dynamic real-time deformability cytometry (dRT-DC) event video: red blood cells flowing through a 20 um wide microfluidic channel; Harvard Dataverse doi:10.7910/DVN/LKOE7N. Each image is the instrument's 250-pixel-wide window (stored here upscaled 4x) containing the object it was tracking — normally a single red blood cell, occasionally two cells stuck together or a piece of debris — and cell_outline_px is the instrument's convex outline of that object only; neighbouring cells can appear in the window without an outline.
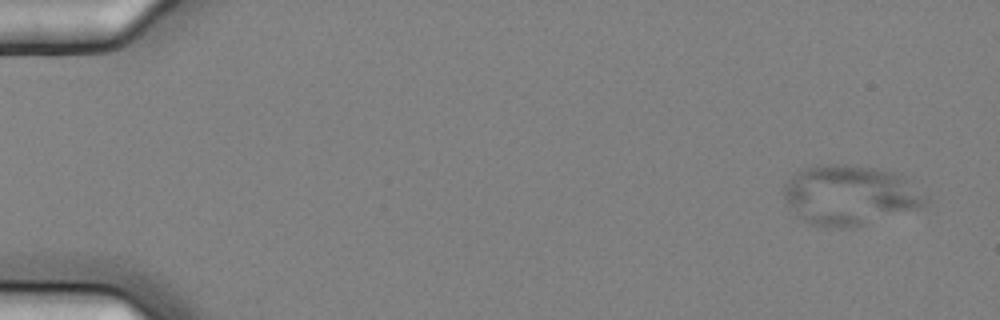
{"species": "common noctule bat (a hibernating species)", "species_latin": "Nyctalus noctula", "temperature_condition": "cold", "stored_images_in_passage": 6, "camera_frame_rate_fps": 3000, "um_per_image_px": 0.085, "animal": {"sex": "female", "body_mass_g": 25.1}, "frame": {"image": 1, "passage_image": 1, "time_ms": 0.0, "image_size_px": [1000, 320], "cell_outline_px": [[928, 204], [920, 208], [860, 224], [840, 228], [808, 224], [788, 208], [784, 200], [784, 184], [800, 168], [816, 164], [848, 164], [876, 168], [896, 172], [908, 180], [928, 196]], "centroid_in_image_um": [72.21, 16.55], "position_along_channel_um": 12.8, "area_um2": 49.53}}
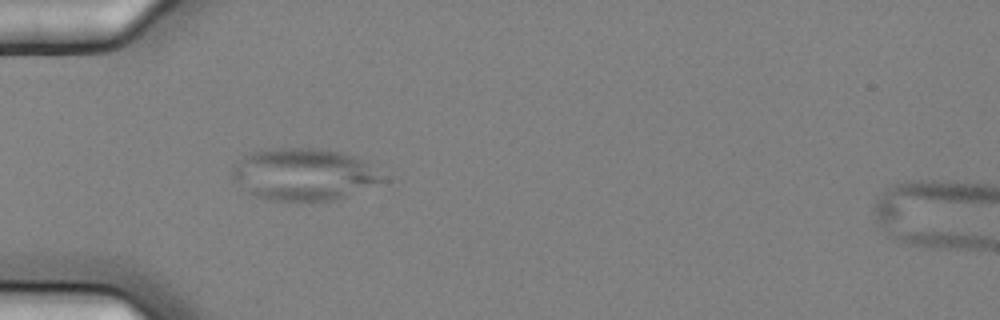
{"frame": {"image": 2, "passage_image": 5, "time_ms": 1.333, "image_size_px": [1000, 320], "cell_outline_px": [[392, 180], [332, 200], [272, 200], [256, 196], [248, 192], [232, 176], [232, 168], [248, 152], [276, 148], [320, 148], [340, 152], [352, 156], [360, 160]], "centroid_in_image_um": [25.85, 14.81], "position_along_channel_um": 59.1, "area_um2": 45.08}}